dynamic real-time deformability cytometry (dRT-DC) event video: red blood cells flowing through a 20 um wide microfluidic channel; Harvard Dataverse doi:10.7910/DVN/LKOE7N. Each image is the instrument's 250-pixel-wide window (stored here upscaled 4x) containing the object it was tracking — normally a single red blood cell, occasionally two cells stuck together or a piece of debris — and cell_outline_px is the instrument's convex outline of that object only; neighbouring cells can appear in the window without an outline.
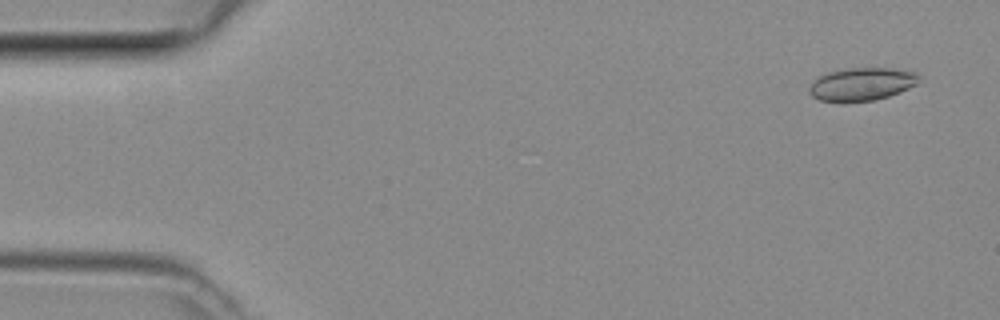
{"species": "common noctule bat (a hibernating species)", "species_latin": "Nyctalus noctula", "temperature_condition": "room temperature", "stored_images_in_passage": 13, "camera_frame_rate_fps": 3000, "um_per_image_px": 0.085, "animal": {"sex": "female", "body_mass_g": 29.2, "forearm_length_mm": 56.3}, "frame": {"image": 1, "passage_image": 3, "time_ms": 0.667, "image_size_px": [1000, 320], "cell_outline_px": [[920, 80], [916, 84], [900, 92], [876, 100], [840, 104], [820, 100], [812, 96], [808, 92], [808, 88], [820, 76], [828, 72], [848, 68], [892, 68], [916, 72], [920, 76]], "centroid_in_image_um": [73.24, 7.18], "position_along_channel_um": 11.8, "area_um2": 21.44}}
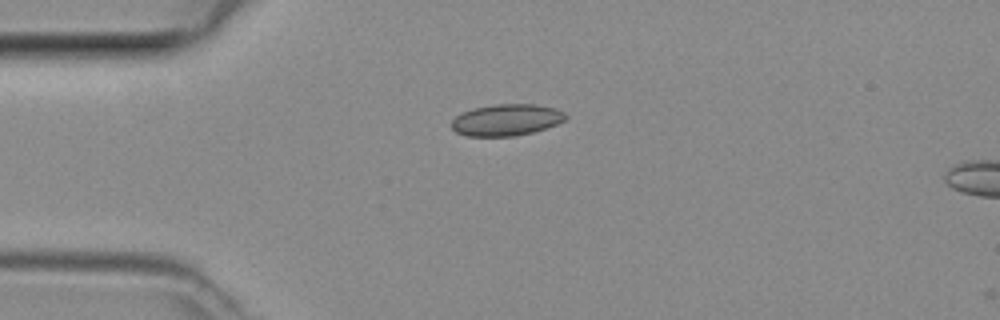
{"frame": {"image": 2, "passage_image": 12, "time_ms": 3.667, "image_size_px": [1000, 320], "cell_outline_px": [[568, 116], [564, 120], [556, 124], [532, 132], [516, 136], [468, 136], [456, 132], [452, 128], [452, 120], [456, 116], [472, 108], [496, 104], [536, 104], [556, 108], [564, 112]], "centroid_in_image_um": [43.05, 10.18], "position_along_channel_um": 41.9, "area_um2": 20.92}}